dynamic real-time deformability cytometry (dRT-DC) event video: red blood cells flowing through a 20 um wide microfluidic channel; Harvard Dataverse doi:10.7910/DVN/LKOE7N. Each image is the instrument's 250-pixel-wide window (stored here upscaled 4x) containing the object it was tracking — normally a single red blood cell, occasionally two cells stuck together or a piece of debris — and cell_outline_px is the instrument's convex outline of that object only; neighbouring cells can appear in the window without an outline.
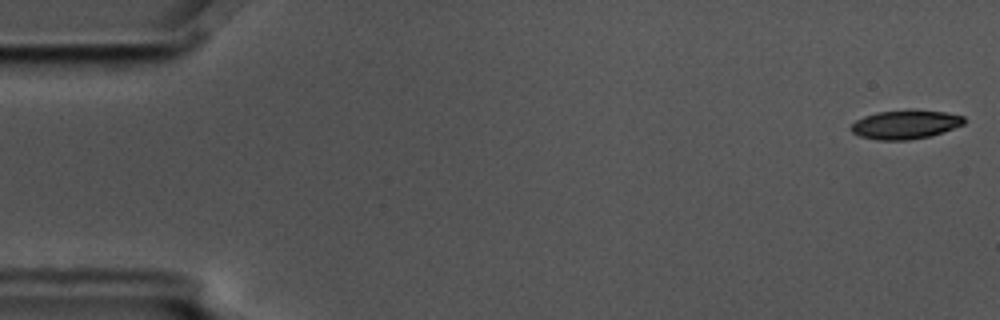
{"species": "common noctule bat (a hibernating species)", "species_latin": "Nyctalus noctula", "temperature_condition": "cold", "stored_images_in_passage": 17, "camera_frame_rate_fps": 3000, "um_per_image_px": 0.085, "animal": {"sex": "male", "body_mass_g": 17.5, "forearm_length_mm": 52.3}, "frame": {"image": 1, "passage_image": 1, "time_ms": 0.0, "image_size_px": [1000, 320], "cell_outline_px": [[964, 124], [944, 132], [928, 136], [908, 140], [876, 140], [860, 136], [852, 132], [852, 124], [856, 120], [864, 116], [876, 112], [944, 112], [964, 116]], "centroid_in_image_um": [76.94, 10.62], "position_along_channel_um": 8.1, "area_um2": 18.26}}
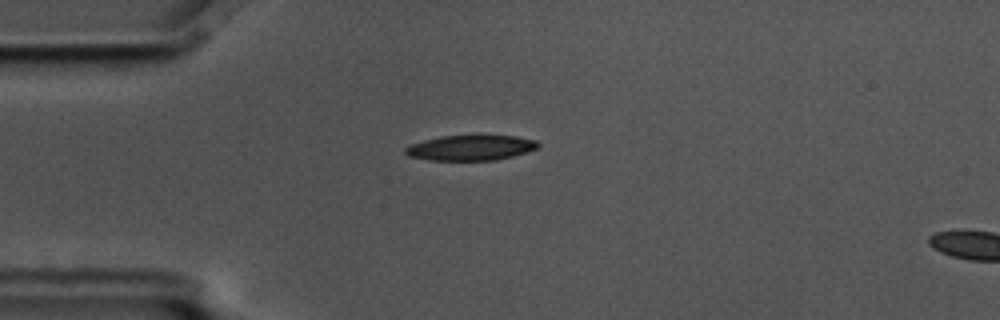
{"frame": {"image": 2, "passage_image": 14, "time_ms": 4.333, "image_size_px": [1000, 320], "cell_outline_px": [[540, 144], [536, 148], [512, 156], [496, 160], [428, 160], [408, 156], [404, 152], [404, 148], [412, 144], [424, 140], [440, 136], [480, 132], [516, 136], [536, 140]], "centroid_in_image_um": [40.01, 12.5], "position_along_channel_um": 45.0, "area_um2": 20.4}}